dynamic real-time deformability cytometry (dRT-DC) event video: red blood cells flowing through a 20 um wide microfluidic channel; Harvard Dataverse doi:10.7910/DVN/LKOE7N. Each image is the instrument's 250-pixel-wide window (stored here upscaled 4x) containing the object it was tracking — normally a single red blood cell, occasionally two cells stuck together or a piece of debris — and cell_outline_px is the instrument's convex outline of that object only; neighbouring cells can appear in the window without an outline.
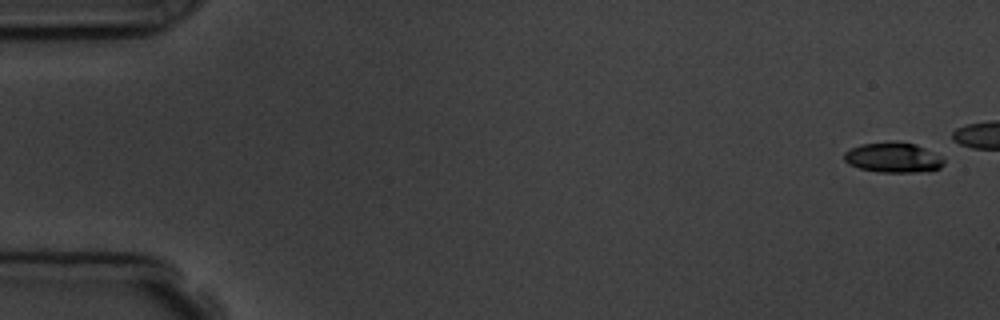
{"species": "common noctule bat (a hibernating species)", "species_latin": "Nyctalus noctula", "temperature_condition": "room temperature", "stored_images_in_passage": 6, "camera_frame_rate_fps": 3000, "um_per_image_px": 0.085, "animal": {"sex": "male", "body_mass_g": 19.5, "forearm_length_mm": 54.6}, "frame": {"image": 1, "passage_image": 1, "time_ms": 0.0, "image_size_px": [1000, 320], "cell_outline_px": [[944, 164], [940, 168], [920, 172], [880, 172], [860, 168], [848, 164], [844, 160], [844, 152], [860, 144], [892, 140], [896, 140], [916, 144], [944, 156]], "centroid_in_image_um": [75.95, 13.37], "position_along_channel_um": 9.1, "area_um2": 17.86}}
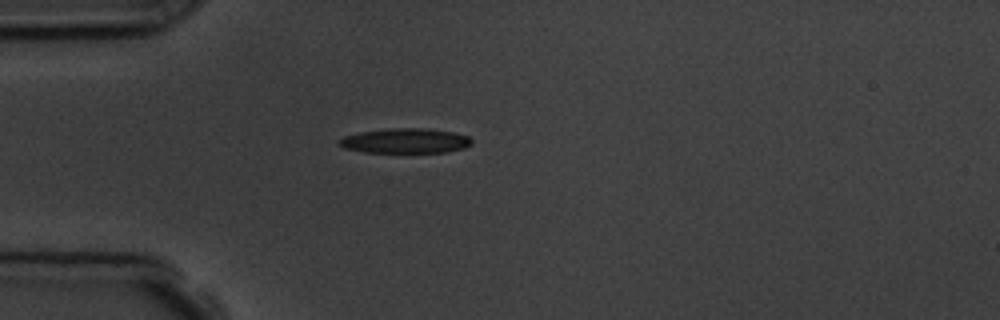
{"frame": {"image": 2, "passage_image": 6, "time_ms": 6.0, "image_size_px": [1000, 320], "cell_outline_px": [[472, 144], [464, 148], [444, 152], [364, 152], [344, 148], [336, 144], [344, 136], [360, 132], [392, 128], [424, 128], [452, 132], [468, 136], [472, 140]], "centroid_in_image_um": [34.44, 11.97], "position_along_channel_um": 50.6, "area_um2": 19.07}}